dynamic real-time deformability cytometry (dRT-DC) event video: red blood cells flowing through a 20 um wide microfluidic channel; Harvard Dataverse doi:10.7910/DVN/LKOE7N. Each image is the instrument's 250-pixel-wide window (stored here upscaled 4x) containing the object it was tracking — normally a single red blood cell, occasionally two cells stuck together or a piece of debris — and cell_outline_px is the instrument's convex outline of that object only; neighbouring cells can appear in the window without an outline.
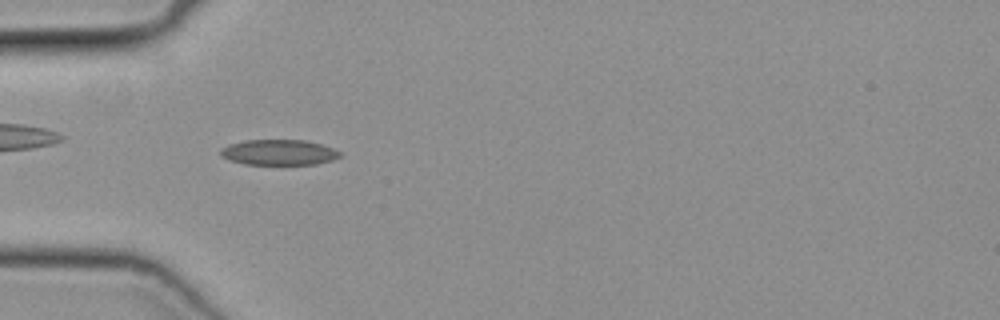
{"species": "common noctule bat (a hibernating species)", "species_latin": "Nyctalus noctula", "temperature_condition": "cold", "stored_images_in_passage": 36, "camera_frame_rate_fps": 3000, "um_per_image_px": 0.085, "animal": {"sex": "female", "body_mass_g": 19.3, "forearm_length_mm": 54.1}, "frame": {"image": 1, "passage_image": 9, "time_ms": 2.667, "image_size_px": [1000, 320], "cell_outline_px": [[344, 152], [340, 156], [332, 160], [316, 164], [244, 164], [228, 160], [220, 156], [220, 148], [228, 144], [244, 140], [304, 140], [320, 144]], "centroid_in_image_um": [23.67, 12.95], "position_along_channel_um": 61.3, "area_um2": 17.86}}
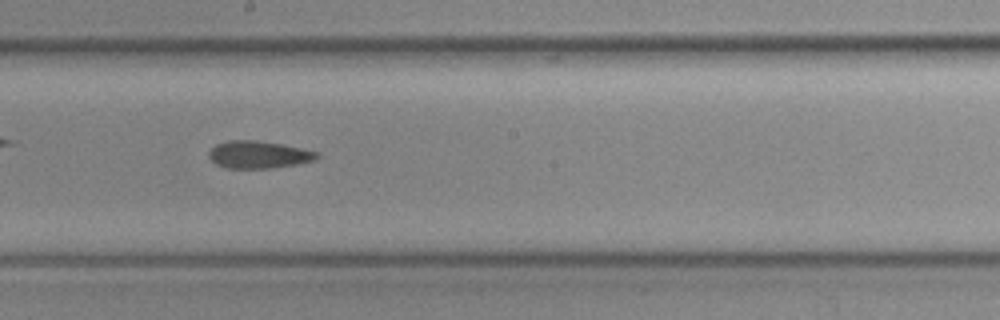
{"frame": {"image": 2, "passage_image": 21, "time_ms": 6.667, "image_size_px": [1000, 320], "cell_outline_px": [[320, 156], [312, 160], [296, 164], [268, 168], [224, 168], [216, 164], [208, 156], [208, 152], [216, 144], [228, 140], [256, 140], [280, 144], [300, 148], [316, 152]], "centroid_in_image_um": [21.91, 13.14], "position_along_channel_um": 226.3, "area_um2": 16.99}}
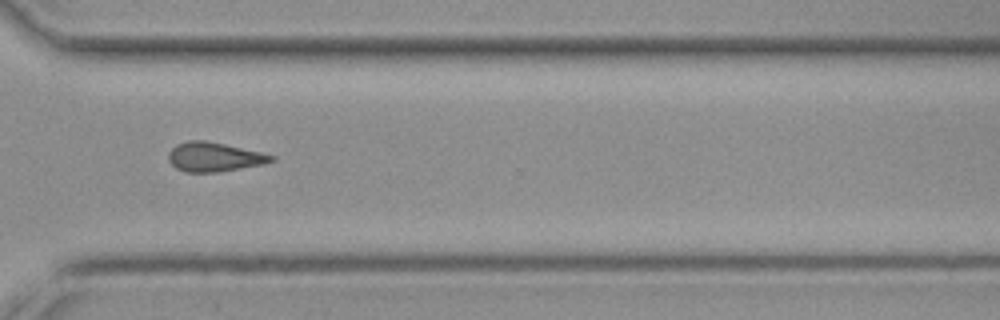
{"frame": {"image": 3, "passage_image": 30, "time_ms": 9.667, "image_size_px": [1000, 320], "cell_outline_px": [[276, 160], [264, 164], [216, 172], [184, 172], [176, 168], [168, 160], [168, 152], [176, 144], [188, 140], [204, 140], [224, 144], [260, 152], [276, 156]], "centroid_in_image_um": [18.19, 13.34], "position_along_channel_um": 352.4, "area_um2": 17.51}}